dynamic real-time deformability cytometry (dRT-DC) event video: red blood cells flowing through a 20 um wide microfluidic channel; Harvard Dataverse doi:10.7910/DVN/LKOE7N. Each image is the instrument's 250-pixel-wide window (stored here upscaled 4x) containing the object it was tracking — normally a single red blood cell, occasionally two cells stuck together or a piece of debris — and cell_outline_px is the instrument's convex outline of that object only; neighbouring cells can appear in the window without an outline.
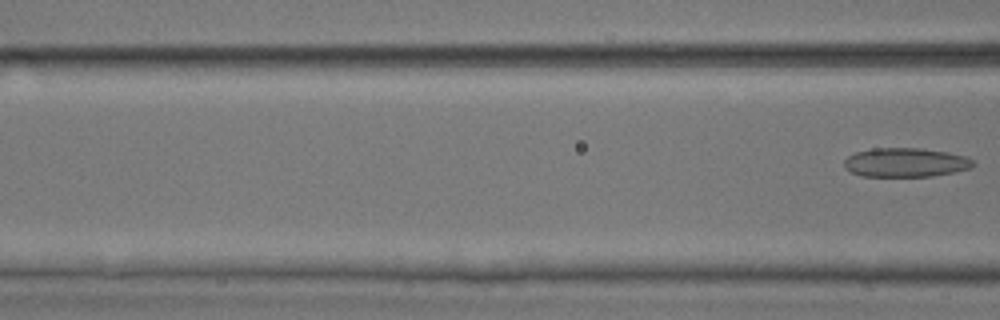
{"species": "common noctule bat (a hibernating species)", "species_latin": "Nyctalus noctula", "temperature_condition": "room temperature", "stored_images_in_passage": 5, "camera_frame_rate_fps": 3000, "um_per_image_px": 0.085, "animal": {"sex": "male", "body_mass_g": 17.9, "forearm_length_mm": 54.2}, "frame": {"image": 1, "passage_image": 5, "time_ms": 1.333, "image_size_px": [1000, 320], "cell_outline_px": [[976, 164], [972, 168], [932, 176], [864, 176], [852, 172], [844, 168], [844, 160], [848, 156], [856, 152], [872, 148], [920, 148], [948, 152], [968, 156]], "centroid_in_image_um": [77.0, 13.8], "position_along_channel_um": 89.6, "area_um2": 21.91}}